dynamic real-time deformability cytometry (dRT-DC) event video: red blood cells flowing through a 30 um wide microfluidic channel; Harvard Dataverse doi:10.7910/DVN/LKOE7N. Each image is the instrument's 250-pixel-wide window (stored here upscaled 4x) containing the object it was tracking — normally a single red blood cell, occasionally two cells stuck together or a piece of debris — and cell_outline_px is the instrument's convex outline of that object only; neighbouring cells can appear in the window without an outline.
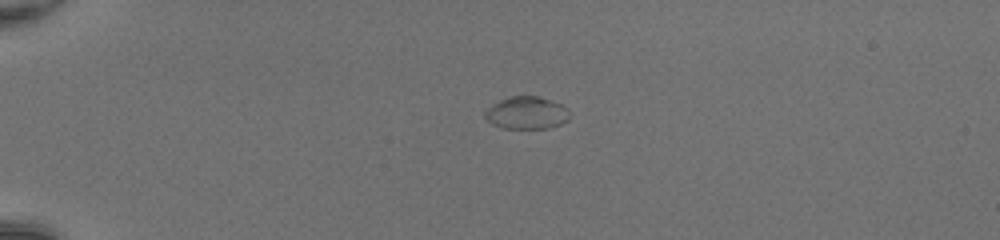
{"species": "common noctule bat (a hibernating species)", "species_latin": "Nyctalus noctula", "temperature_condition": "room temperature", "stored_images_in_passage": 38, "camera_frame_rate_fps": 3000, "um_per_image_px": 0.085, "animal": {"sex": "female", "body_mass_g": 20.0, "forearm_length_mm": 54.0}, "frame": {"image": 1, "passage_image": 1, "time_ms": 0.0, "image_size_px": [1000, 240], "cell_outline_px": [[568, 120], [560, 124], [548, 128], [500, 128], [492, 124], [484, 116], [484, 112], [488, 108], [500, 100], [508, 96], [536, 96], [560, 104], [568, 108]], "centroid_in_image_um": [44.73, 9.6], "position_along_channel_um": 40.3, "area_um2": 15.84}}
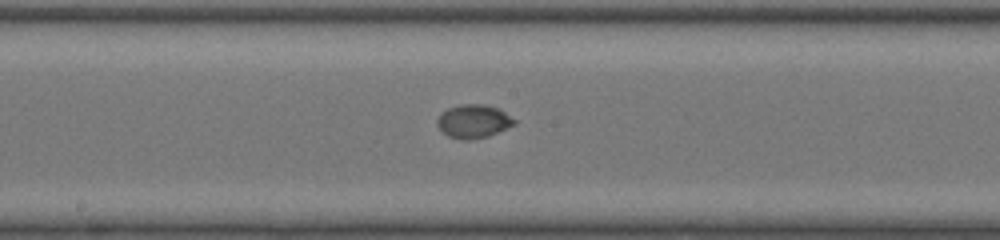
{"frame": {"image": 2, "passage_image": 17, "time_ms": 5.333, "image_size_px": [1000, 240], "cell_outline_px": [[516, 124], [488, 136], [468, 140], [464, 140], [448, 136], [436, 124], [436, 120], [440, 112], [448, 108], [460, 104], [484, 104], [500, 108], [516, 120]], "centroid_in_image_um": [40.24, 10.29], "position_along_channel_um": 208.0, "area_um2": 15.14}}
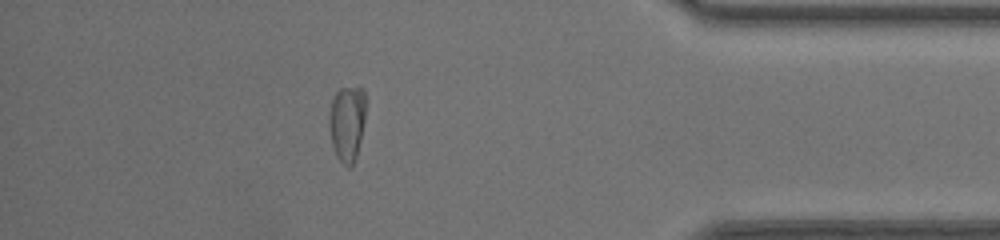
{"frame": {"image": 3, "passage_image": 33, "time_ms": 10.667, "image_size_px": [1000, 240], "cell_outline_px": [[364, 120], [360, 140], [356, 156], [352, 168], [348, 168], [336, 156], [332, 144], [328, 124], [328, 116], [332, 100], [336, 92], [340, 88], [364, 88]], "centroid_in_image_um": [29.47, 10.48], "position_along_channel_um": 405.7, "area_um2": 16.07}, "authors_computed_cell_mechanics": {"area_um2": 15.1436, "velocity_mm_per_s": 4.2527, "shape_relaxation_time_tau1_ms": 4.6346, "shape_relaxation_time_tau2_ms": null, "deformation_change_tau1": 0.2007, "deformation_change_tau2": null}}